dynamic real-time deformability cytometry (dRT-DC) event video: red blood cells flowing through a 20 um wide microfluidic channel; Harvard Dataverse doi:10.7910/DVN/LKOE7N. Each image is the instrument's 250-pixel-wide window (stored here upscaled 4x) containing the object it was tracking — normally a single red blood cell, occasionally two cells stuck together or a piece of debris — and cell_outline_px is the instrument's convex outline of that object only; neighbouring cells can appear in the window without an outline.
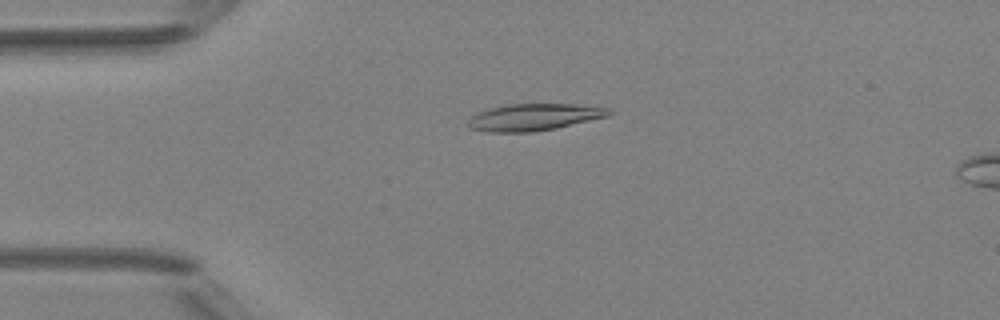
{"species": "Egyptian fruit bat (a non-hibernating species)", "species_latin": "Rousettus aegyptiacus", "temperature_condition": "room temperature", "stored_images_in_passage": 6, "camera_frame_rate_fps": 3000, "um_per_image_px": 0.085, "animal": {"sex": "female"}, "frame": {"image": 1, "passage_image": 4, "time_ms": 3.333, "image_size_px": [1000, 320], "cell_outline_px": [[616, 112], [608, 116], [556, 128], [532, 132], [488, 132], [468, 128], [468, 120], [476, 112], [488, 108], [504, 104], [576, 104], [612, 108]], "centroid_in_image_um": [45.4, 9.95], "position_along_channel_um": 39.6, "area_um2": 22.37}}
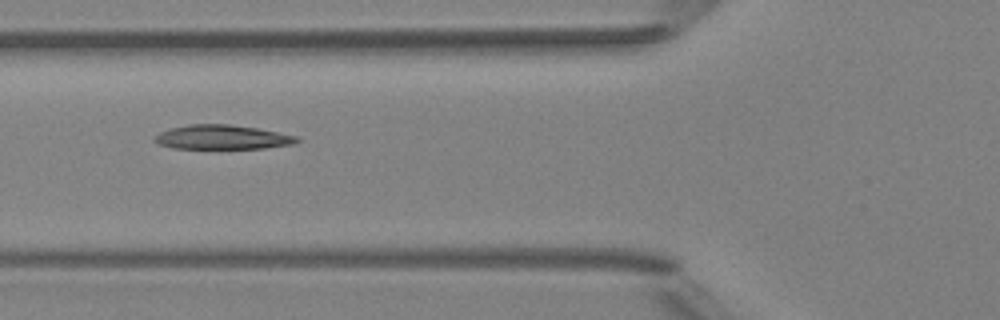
{"frame": {"image": 2, "passage_image": 6, "time_ms": 5.667, "image_size_px": [1000, 320], "cell_outline_px": [[300, 140], [296, 144], [264, 148], [172, 148], [160, 144], [152, 140], [160, 132], [172, 128], [188, 124], [228, 124], [256, 128], [296, 136]], "centroid_in_image_um": [18.89, 11.66], "position_along_channel_um": 106.9, "area_um2": 19.94}}